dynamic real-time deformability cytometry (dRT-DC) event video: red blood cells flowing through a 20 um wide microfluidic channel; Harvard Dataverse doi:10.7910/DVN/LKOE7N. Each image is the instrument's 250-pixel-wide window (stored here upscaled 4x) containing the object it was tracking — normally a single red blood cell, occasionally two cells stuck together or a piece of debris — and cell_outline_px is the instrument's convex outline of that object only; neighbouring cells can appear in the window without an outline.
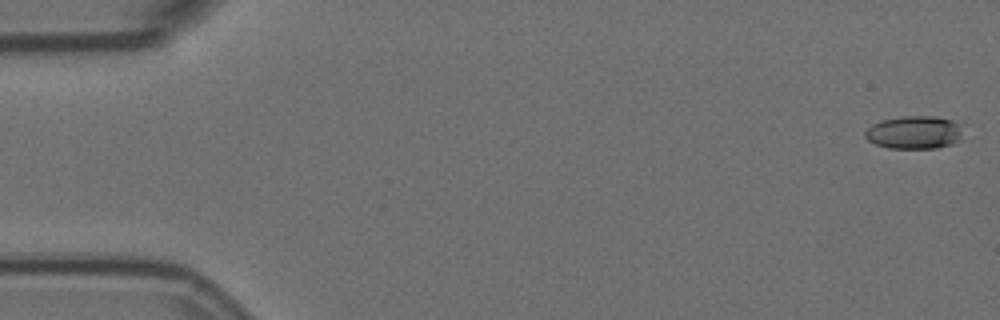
{"species": "Egyptian fruit bat (a non-hibernating species)", "species_latin": "Rousettus aegyptiacus", "temperature_condition": "room temperature", "stored_images_in_passage": 55, "camera_frame_rate_fps": 3000, "um_per_image_px": 0.085, "animal": {"sex": "female"}, "frame": {"image": 1, "passage_image": 1, "time_ms": 0.0, "image_size_px": [1000, 320], "cell_outline_px": [[960, 140], [952, 144], [936, 148], [888, 148], [876, 144], [868, 140], [864, 136], [864, 132], [872, 124], [880, 120], [904, 116], [932, 116], [952, 120], [960, 124]], "centroid_in_image_um": [77.68, 11.25], "position_along_channel_um": 7.3, "area_um2": 18.79}}
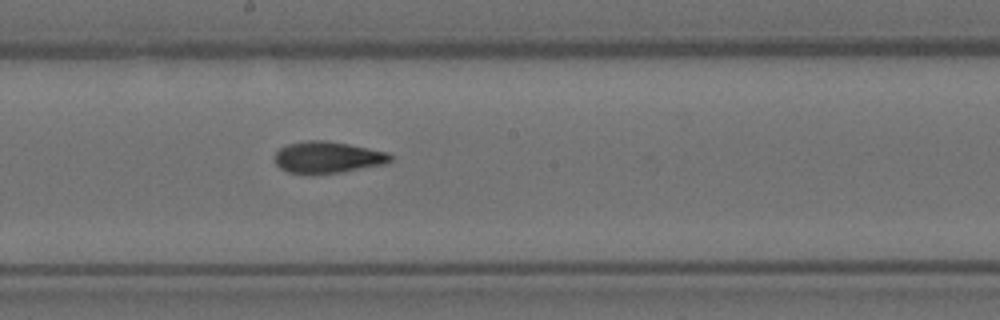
{"frame": {"image": 2, "passage_image": 31, "time_ms": 10.0, "image_size_px": [1000, 320], "cell_outline_px": [[392, 160], [384, 164], [340, 172], [288, 172], [280, 168], [276, 164], [276, 152], [280, 148], [288, 144], [308, 140], [324, 140], [348, 144], [388, 152], [392, 156]], "centroid_in_image_um": [27.87, 13.34], "position_along_channel_um": 220.3, "area_um2": 20.69}}
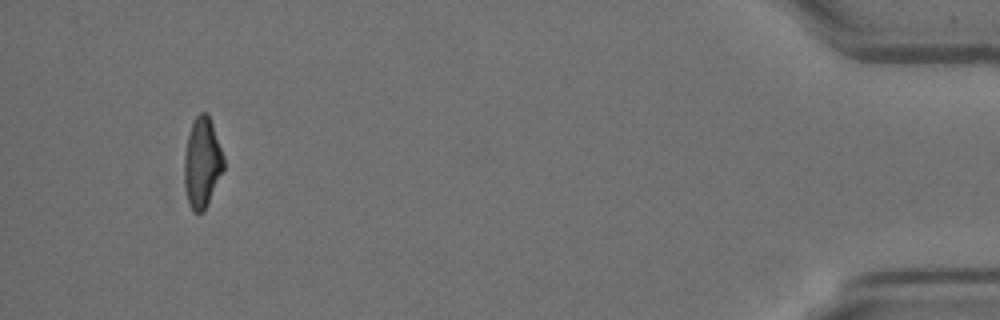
{"frame": {"image": 3, "passage_image": 54, "time_ms": 17.667, "image_size_px": [1000, 320], "cell_outline_px": [[224, 168], [208, 204], [204, 212], [192, 212], [188, 204], [184, 184], [184, 156], [188, 136], [192, 124], [196, 116], [200, 112], [208, 112], [224, 156]], "centroid_in_image_um": [17.18, 13.85], "position_along_channel_um": 418.0, "area_um2": 20.81}}